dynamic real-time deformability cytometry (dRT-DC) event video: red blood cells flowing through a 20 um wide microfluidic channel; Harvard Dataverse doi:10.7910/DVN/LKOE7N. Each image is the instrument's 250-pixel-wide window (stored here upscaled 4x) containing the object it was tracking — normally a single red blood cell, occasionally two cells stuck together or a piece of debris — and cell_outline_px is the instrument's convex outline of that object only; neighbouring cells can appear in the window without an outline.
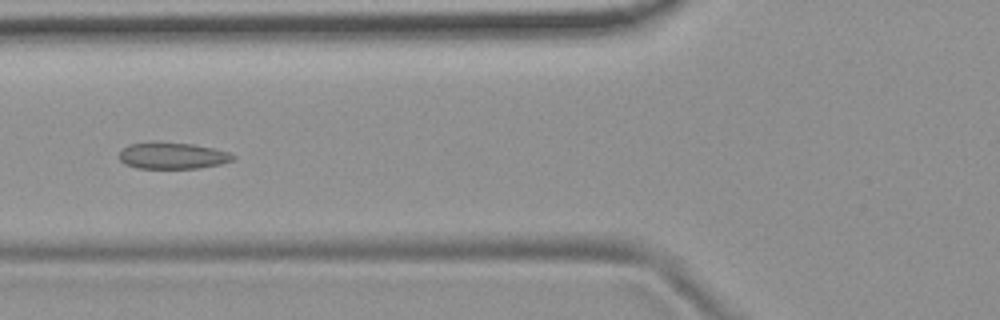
{"species": "common noctule bat (a hibernating species)", "species_latin": "Nyctalus noctula", "temperature_condition": "room temperature", "stored_images_in_passage": 33, "camera_frame_rate_fps": 3000, "um_per_image_px": 0.085, "animal": {"sex": "female", "body_mass_g": 19.9}, "frame": {"image": 1, "passage_image": 4, "time_ms": 1.0, "image_size_px": [1000, 320], "cell_outline_px": [[236, 160], [220, 164], [200, 168], [136, 168], [124, 164], [120, 160], [120, 152], [128, 144], [192, 144], [212, 148], [228, 152], [236, 156]], "centroid_in_image_um": [14.71, 13.27], "position_along_channel_um": 111.1, "area_um2": 16.99}}
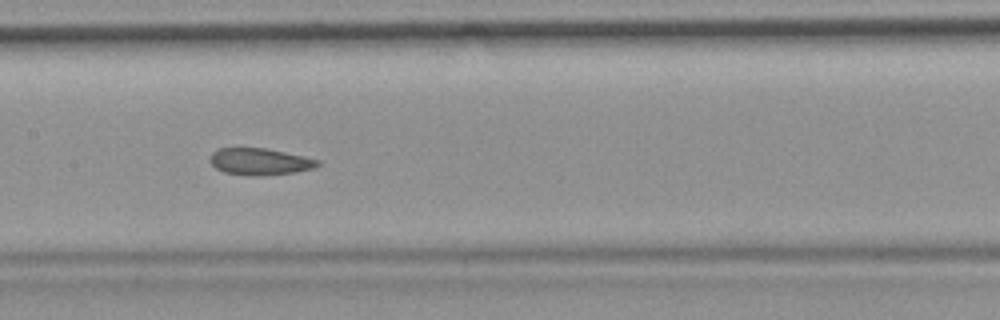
{"frame": {"image": 2, "passage_image": 10, "time_ms": 3.0, "image_size_px": [1000, 320], "cell_outline_px": [[320, 164], [312, 168], [292, 172], [224, 172], [216, 168], [208, 160], [212, 152], [216, 148], [268, 148], [304, 156], [320, 160]], "centroid_in_image_um": [22.06, 13.65], "position_along_channel_um": 185.3, "area_um2": 15.72}}
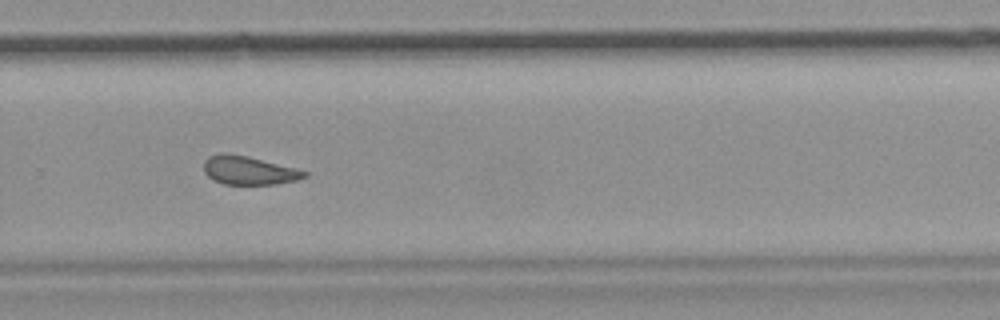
{"frame": {"image": 3, "passage_image": 20, "time_ms": 6.333, "image_size_px": [1000, 320], "cell_outline_px": [[308, 176], [296, 180], [276, 184], [224, 184], [212, 180], [204, 172], [204, 160], [208, 156], [220, 152], [228, 152], [248, 156], [296, 168], [308, 172]], "centroid_in_image_um": [21.12, 14.47], "position_along_channel_um": 308.7, "area_um2": 16.94}, "authors_computed_cell_mechanics": {"area_um2": 17.3978, "velocity_mm_per_s": 3.7102, "shape_relaxation_time_tau1_ms": null, "shape_relaxation_time_tau2_ms": 1.9624, "deformation_change_tau1": null, "deformation_change_tau2": 0.092}}